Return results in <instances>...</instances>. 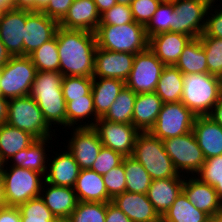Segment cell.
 I'll return each mask as SVG.
<instances>
[{
	"instance_id": "obj_17",
	"label": "cell",
	"mask_w": 222,
	"mask_h": 222,
	"mask_svg": "<svg viewBox=\"0 0 222 222\" xmlns=\"http://www.w3.org/2000/svg\"><path fill=\"white\" fill-rule=\"evenodd\" d=\"M26 10L9 9L0 14V40L11 57L23 56Z\"/></svg>"
},
{
	"instance_id": "obj_58",
	"label": "cell",
	"mask_w": 222,
	"mask_h": 222,
	"mask_svg": "<svg viewBox=\"0 0 222 222\" xmlns=\"http://www.w3.org/2000/svg\"><path fill=\"white\" fill-rule=\"evenodd\" d=\"M49 2L50 0H36V11L42 12Z\"/></svg>"
},
{
	"instance_id": "obj_29",
	"label": "cell",
	"mask_w": 222,
	"mask_h": 222,
	"mask_svg": "<svg viewBox=\"0 0 222 222\" xmlns=\"http://www.w3.org/2000/svg\"><path fill=\"white\" fill-rule=\"evenodd\" d=\"M50 140H53V138L48 137L45 139H37L28 148L21 150L17 154H15L10 159V161H8L10 163L12 161L13 163L12 165L9 164V166H16L24 169L34 170L45 176L49 160L46 152L49 148V146L47 145L50 144ZM46 147L48 148L46 149Z\"/></svg>"
},
{
	"instance_id": "obj_46",
	"label": "cell",
	"mask_w": 222,
	"mask_h": 222,
	"mask_svg": "<svg viewBox=\"0 0 222 222\" xmlns=\"http://www.w3.org/2000/svg\"><path fill=\"white\" fill-rule=\"evenodd\" d=\"M162 1L133 0L130 7L134 21L146 27Z\"/></svg>"
},
{
	"instance_id": "obj_55",
	"label": "cell",
	"mask_w": 222,
	"mask_h": 222,
	"mask_svg": "<svg viewBox=\"0 0 222 222\" xmlns=\"http://www.w3.org/2000/svg\"><path fill=\"white\" fill-rule=\"evenodd\" d=\"M93 1L97 6L100 15L104 13L106 10L111 9L115 4H117L116 0H93Z\"/></svg>"
},
{
	"instance_id": "obj_48",
	"label": "cell",
	"mask_w": 222,
	"mask_h": 222,
	"mask_svg": "<svg viewBox=\"0 0 222 222\" xmlns=\"http://www.w3.org/2000/svg\"><path fill=\"white\" fill-rule=\"evenodd\" d=\"M218 7L220 8L221 5L219 4L218 6L214 4L210 5L206 15V24L203 33L206 36L222 39V7L220 9ZM212 8H215L213 9L214 10L213 14L210 13L213 11Z\"/></svg>"
},
{
	"instance_id": "obj_39",
	"label": "cell",
	"mask_w": 222,
	"mask_h": 222,
	"mask_svg": "<svg viewBox=\"0 0 222 222\" xmlns=\"http://www.w3.org/2000/svg\"><path fill=\"white\" fill-rule=\"evenodd\" d=\"M195 176L202 182L214 187L222 203V155L205 159Z\"/></svg>"
},
{
	"instance_id": "obj_34",
	"label": "cell",
	"mask_w": 222,
	"mask_h": 222,
	"mask_svg": "<svg viewBox=\"0 0 222 222\" xmlns=\"http://www.w3.org/2000/svg\"><path fill=\"white\" fill-rule=\"evenodd\" d=\"M209 215L198 210L182 191L171 207L161 217L162 222H206Z\"/></svg>"
},
{
	"instance_id": "obj_64",
	"label": "cell",
	"mask_w": 222,
	"mask_h": 222,
	"mask_svg": "<svg viewBox=\"0 0 222 222\" xmlns=\"http://www.w3.org/2000/svg\"><path fill=\"white\" fill-rule=\"evenodd\" d=\"M205 1H207L209 4H216L214 2H217L218 0H205Z\"/></svg>"
},
{
	"instance_id": "obj_56",
	"label": "cell",
	"mask_w": 222,
	"mask_h": 222,
	"mask_svg": "<svg viewBox=\"0 0 222 222\" xmlns=\"http://www.w3.org/2000/svg\"><path fill=\"white\" fill-rule=\"evenodd\" d=\"M11 58L10 54L6 50V47L0 40V68Z\"/></svg>"
},
{
	"instance_id": "obj_47",
	"label": "cell",
	"mask_w": 222,
	"mask_h": 222,
	"mask_svg": "<svg viewBox=\"0 0 222 222\" xmlns=\"http://www.w3.org/2000/svg\"><path fill=\"white\" fill-rule=\"evenodd\" d=\"M134 22L130 5L115 4L101 14L99 25H118Z\"/></svg>"
},
{
	"instance_id": "obj_49",
	"label": "cell",
	"mask_w": 222,
	"mask_h": 222,
	"mask_svg": "<svg viewBox=\"0 0 222 222\" xmlns=\"http://www.w3.org/2000/svg\"><path fill=\"white\" fill-rule=\"evenodd\" d=\"M74 0H50L47 7L42 11L45 15L49 16L60 22L68 13L69 7Z\"/></svg>"
},
{
	"instance_id": "obj_2",
	"label": "cell",
	"mask_w": 222,
	"mask_h": 222,
	"mask_svg": "<svg viewBox=\"0 0 222 222\" xmlns=\"http://www.w3.org/2000/svg\"><path fill=\"white\" fill-rule=\"evenodd\" d=\"M63 77L59 71H37L30 93L51 128L54 125L66 128V102L61 89Z\"/></svg>"
},
{
	"instance_id": "obj_18",
	"label": "cell",
	"mask_w": 222,
	"mask_h": 222,
	"mask_svg": "<svg viewBox=\"0 0 222 222\" xmlns=\"http://www.w3.org/2000/svg\"><path fill=\"white\" fill-rule=\"evenodd\" d=\"M183 192L194 207L209 216L222 213V203L214 187L200 181L196 176L184 177Z\"/></svg>"
},
{
	"instance_id": "obj_59",
	"label": "cell",
	"mask_w": 222,
	"mask_h": 222,
	"mask_svg": "<svg viewBox=\"0 0 222 222\" xmlns=\"http://www.w3.org/2000/svg\"><path fill=\"white\" fill-rule=\"evenodd\" d=\"M4 190H3V179L0 175V207H5Z\"/></svg>"
},
{
	"instance_id": "obj_16",
	"label": "cell",
	"mask_w": 222,
	"mask_h": 222,
	"mask_svg": "<svg viewBox=\"0 0 222 222\" xmlns=\"http://www.w3.org/2000/svg\"><path fill=\"white\" fill-rule=\"evenodd\" d=\"M135 54L96 48L93 77L128 79Z\"/></svg>"
},
{
	"instance_id": "obj_40",
	"label": "cell",
	"mask_w": 222,
	"mask_h": 222,
	"mask_svg": "<svg viewBox=\"0 0 222 222\" xmlns=\"http://www.w3.org/2000/svg\"><path fill=\"white\" fill-rule=\"evenodd\" d=\"M107 203L79 201L70 214V222H105Z\"/></svg>"
},
{
	"instance_id": "obj_50",
	"label": "cell",
	"mask_w": 222,
	"mask_h": 222,
	"mask_svg": "<svg viewBox=\"0 0 222 222\" xmlns=\"http://www.w3.org/2000/svg\"><path fill=\"white\" fill-rule=\"evenodd\" d=\"M105 222H132V221L112 202H108Z\"/></svg>"
},
{
	"instance_id": "obj_60",
	"label": "cell",
	"mask_w": 222,
	"mask_h": 222,
	"mask_svg": "<svg viewBox=\"0 0 222 222\" xmlns=\"http://www.w3.org/2000/svg\"><path fill=\"white\" fill-rule=\"evenodd\" d=\"M206 222H222V213L209 216Z\"/></svg>"
},
{
	"instance_id": "obj_53",
	"label": "cell",
	"mask_w": 222,
	"mask_h": 222,
	"mask_svg": "<svg viewBox=\"0 0 222 222\" xmlns=\"http://www.w3.org/2000/svg\"><path fill=\"white\" fill-rule=\"evenodd\" d=\"M8 104H9V99L3 98L0 95V125L5 124L7 122Z\"/></svg>"
},
{
	"instance_id": "obj_31",
	"label": "cell",
	"mask_w": 222,
	"mask_h": 222,
	"mask_svg": "<svg viewBox=\"0 0 222 222\" xmlns=\"http://www.w3.org/2000/svg\"><path fill=\"white\" fill-rule=\"evenodd\" d=\"M98 119L91 92L83 97L71 98V102H66V128L94 127Z\"/></svg>"
},
{
	"instance_id": "obj_37",
	"label": "cell",
	"mask_w": 222,
	"mask_h": 222,
	"mask_svg": "<svg viewBox=\"0 0 222 222\" xmlns=\"http://www.w3.org/2000/svg\"><path fill=\"white\" fill-rule=\"evenodd\" d=\"M28 57L37 71H59L60 60L56 35L34 50Z\"/></svg>"
},
{
	"instance_id": "obj_41",
	"label": "cell",
	"mask_w": 222,
	"mask_h": 222,
	"mask_svg": "<svg viewBox=\"0 0 222 222\" xmlns=\"http://www.w3.org/2000/svg\"><path fill=\"white\" fill-rule=\"evenodd\" d=\"M199 38L207 58L208 73L222 79V39L204 33Z\"/></svg>"
},
{
	"instance_id": "obj_12",
	"label": "cell",
	"mask_w": 222,
	"mask_h": 222,
	"mask_svg": "<svg viewBox=\"0 0 222 222\" xmlns=\"http://www.w3.org/2000/svg\"><path fill=\"white\" fill-rule=\"evenodd\" d=\"M165 65L147 48L135 54L133 67L125 86L134 93H152Z\"/></svg>"
},
{
	"instance_id": "obj_63",
	"label": "cell",
	"mask_w": 222,
	"mask_h": 222,
	"mask_svg": "<svg viewBox=\"0 0 222 222\" xmlns=\"http://www.w3.org/2000/svg\"><path fill=\"white\" fill-rule=\"evenodd\" d=\"M54 222H70L68 219H56Z\"/></svg>"
},
{
	"instance_id": "obj_25",
	"label": "cell",
	"mask_w": 222,
	"mask_h": 222,
	"mask_svg": "<svg viewBox=\"0 0 222 222\" xmlns=\"http://www.w3.org/2000/svg\"><path fill=\"white\" fill-rule=\"evenodd\" d=\"M184 178L152 180L147 196L155 211L162 217L183 191Z\"/></svg>"
},
{
	"instance_id": "obj_9",
	"label": "cell",
	"mask_w": 222,
	"mask_h": 222,
	"mask_svg": "<svg viewBox=\"0 0 222 222\" xmlns=\"http://www.w3.org/2000/svg\"><path fill=\"white\" fill-rule=\"evenodd\" d=\"M163 145L179 174L187 173V176L188 174L195 176L203 166L205 157L193 131L165 139L163 140Z\"/></svg>"
},
{
	"instance_id": "obj_32",
	"label": "cell",
	"mask_w": 222,
	"mask_h": 222,
	"mask_svg": "<svg viewBox=\"0 0 222 222\" xmlns=\"http://www.w3.org/2000/svg\"><path fill=\"white\" fill-rule=\"evenodd\" d=\"M183 86L184 74L174 65H169L163 68L154 92L163 103L180 102Z\"/></svg>"
},
{
	"instance_id": "obj_36",
	"label": "cell",
	"mask_w": 222,
	"mask_h": 222,
	"mask_svg": "<svg viewBox=\"0 0 222 222\" xmlns=\"http://www.w3.org/2000/svg\"><path fill=\"white\" fill-rule=\"evenodd\" d=\"M137 93L126 86L118 94L110 109L103 117L104 120L117 123L132 124L133 108Z\"/></svg>"
},
{
	"instance_id": "obj_61",
	"label": "cell",
	"mask_w": 222,
	"mask_h": 222,
	"mask_svg": "<svg viewBox=\"0 0 222 222\" xmlns=\"http://www.w3.org/2000/svg\"><path fill=\"white\" fill-rule=\"evenodd\" d=\"M117 4L130 5L133 0H116Z\"/></svg>"
},
{
	"instance_id": "obj_20",
	"label": "cell",
	"mask_w": 222,
	"mask_h": 222,
	"mask_svg": "<svg viewBox=\"0 0 222 222\" xmlns=\"http://www.w3.org/2000/svg\"><path fill=\"white\" fill-rule=\"evenodd\" d=\"M101 15L93 0H74L68 13L59 22L65 29L85 30L95 33Z\"/></svg>"
},
{
	"instance_id": "obj_11",
	"label": "cell",
	"mask_w": 222,
	"mask_h": 222,
	"mask_svg": "<svg viewBox=\"0 0 222 222\" xmlns=\"http://www.w3.org/2000/svg\"><path fill=\"white\" fill-rule=\"evenodd\" d=\"M173 26L170 32L199 38L205 29L206 15L211 4L205 0H172ZM204 19V20H203Z\"/></svg>"
},
{
	"instance_id": "obj_52",
	"label": "cell",
	"mask_w": 222,
	"mask_h": 222,
	"mask_svg": "<svg viewBox=\"0 0 222 222\" xmlns=\"http://www.w3.org/2000/svg\"><path fill=\"white\" fill-rule=\"evenodd\" d=\"M13 9L36 11V0H15L12 3Z\"/></svg>"
},
{
	"instance_id": "obj_28",
	"label": "cell",
	"mask_w": 222,
	"mask_h": 222,
	"mask_svg": "<svg viewBox=\"0 0 222 222\" xmlns=\"http://www.w3.org/2000/svg\"><path fill=\"white\" fill-rule=\"evenodd\" d=\"M124 87L125 82L120 79L93 77L91 93L98 118H103L106 115Z\"/></svg>"
},
{
	"instance_id": "obj_4",
	"label": "cell",
	"mask_w": 222,
	"mask_h": 222,
	"mask_svg": "<svg viewBox=\"0 0 222 222\" xmlns=\"http://www.w3.org/2000/svg\"><path fill=\"white\" fill-rule=\"evenodd\" d=\"M132 157L148 172L152 180L184 178L178 173L165 151L163 141L148 132H140L136 138Z\"/></svg>"
},
{
	"instance_id": "obj_51",
	"label": "cell",
	"mask_w": 222,
	"mask_h": 222,
	"mask_svg": "<svg viewBox=\"0 0 222 222\" xmlns=\"http://www.w3.org/2000/svg\"><path fill=\"white\" fill-rule=\"evenodd\" d=\"M0 222H21L18 207L5 206L0 209Z\"/></svg>"
},
{
	"instance_id": "obj_33",
	"label": "cell",
	"mask_w": 222,
	"mask_h": 222,
	"mask_svg": "<svg viewBox=\"0 0 222 222\" xmlns=\"http://www.w3.org/2000/svg\"><path fill=\"white\" fill-rule=\"evenodd\" d=\"M174 66L184 75L208 73L207 58L200 38H193L189 41Z\"/></svg>"
},
{
	"instance_id": "obj_43",
	"label": "cell",
	"mask_w": 222,
	"mask_h": 222,
	"mask_svg": "<svg viewBox=\"0 0 222 222\" xmlns=\"http://www.w3.org/2000/svg\"><path fill=\"white\" fill-rule=\"evenodd\" d=\"M93 78L83 76H64L62 79V93L65 102H71V98L88 95L92 91Z\"/></svg>"
},
{
	"instance_id": "obj_21",
	"label": "cell",
	"mask_w": 222,
	"mask_h": 222,
	"mask_svg": "<svg viewBox=\"0 0 222 222\" xmlns=\"http://www.w3.org/2000/svg\"><path fill=\"white\" fill-rule=\"evenodd\" d=\"M192 38L176 32H163L149 37L148 48L165 65H175Z\"/></svg>"
},
{
	"instance_id": "obj_23",
	"label": "cell",
	"mask_w": 222,
	"mask_h": 222,
	"mask_svg": "<svg viewBox=\"0 0 222 222\" xmlns=\"http://www.w3.org/2000/svg\"><path fill=\"white\" fill-rule=\"evenodd\" d=\"M193 134L205 159L222 155V126L210 116H196Z\"/></svg>"
},
{
	"instance_id": "obj_57",
	"label": "cell",
	"mask_w": 222,
	"mask_h": 222,
	"mask_svg": "<svg viewBox=\"0 0 222 222\" xmlns=\"http://www.w3.org/2000/svg\"><path fill=\"white\" fill-rule=\"evenodd\" d=\"M15 0H0V12H4L5 10L12 9V3Z\"/></svg>"
},
{
	"instance_id": "obj_15",
	"label": "cell",
	"mask_w": 222,
	"mask_h": 222,
	"mask_svg": "<svg viewBox=\"0 0 222 222\" xmlns=\"http://www.w3.org/2000/svg\"><path fill=\"white\" fill-rule=\"evenodd\" d=\"M71 139L65 146L73 155L80 169H90L99 155L102 147L99 134L93 127L71 128Z\"/></svg>"
},
{
	"instance_id": "obj_7",
	"label": "cell",
	"mask_w": 222,
	"mask_h": 222,
	"mask_svg": "<svg viewBox=\"0 0 222 222\" xmlns=\"http://www.w3.org/2000/svg\"><path fill=\"white\" fill-rule=\"evenodd\" d=\"M6 123L30 133L36 139L56 136L51 134L55 133V129H51L45 121L38 104L30 95L9 99Z\"/></svg>"
},
{
	"instance_id": "obj_22",
	"label": "cell",
	"mask_w": 222,
	"mask_h": 222,
	"mask_svg": "<svg viewBox=\"0 0 222 222\" xmlns=\"http://www.w3.org/2000/svg\"><path fill=\"white\" fill-rule=\"evenodd\" d=\"M44 184L40 198L56 219H68L79 202L74 188L55 186L46 181H44Z\"/></svg>"
},
{
	"instance_id": "obj_27",
	"label": "cell",
	"mask_w": 222,
	"mask_h": 222,
	"mask_svg": "<svg viewBox=\"0 0 222 222\" xmlns=\"http://www.w3.org/2000/svg\"><path fill=\"white\" fill-rule=\"evenodd\" d=\"M73 188L78 201L111 202L102 175H99L91 169L80 170Z\"/></svg>"
},
{
	"instance_id": "obj_30",
	"label": "cell",
	"mask_w": 222,
	"mask_h": 222,
	"mask_svg": "<svg viewBox=\"0 0 222 222\" xmlns=\"http://www.w3.org/2000/svg\"><path fill=\"white\" fill-rule=\"evenodd\" d=\"M37 139L30 133L7 123L0 125V155L6 163L19 151L28 148Z\"/></svg>"
},
{
	"instance_id": "obj_19",
	"label": "cell",
	"mask_w": 222,
	"mask_h": 222,
	"mask_svg": "<svg viewBox=\"0 0 222 222\" xmlns=\"http://www.w3.org/2000/svg\"><path fill=\"white\" fill-rule=\"evenodd\" d=\"M111 202L132 222H159L161 220L147 194L125 191L115 196Z\"/></svg>"
},
{
	"instance_id": "obj_44",
	"label": "cell",
	"mask_w": 222,
	"mask_h": 222,
	"mask_svg": "<svg viewBox=\"0 0 222 222\" xmlns=\"http://www.w3.org/2000/svg\"><path fill=\"white\" fill-rule=\"evenodd\" d=\"M109 198L112 200L115 196L125 192L126 175L123 162L111 169L105 175H102Z\"/></svg>"
},
{
	"instance_id": "obj_10",
	"label": "cell",
	"mask_w": 222,
	"mask_h": 222,
	"mask_svg": "<svg viewBox=\"0 0 222 222\" xmlns=\"http://www.w3.org/2000/svg\"><path fill=\"white\" fill-rule=\"evenodd\" d=\"M196 115L181 101L163 103L150 133L160 140L187 134L193 130Z\"/></svg>"
},
{
	"instance_id": "obj_45",
	"label": "cell",
	"mask_w": 222,
	"mask_h": 222,
	"mask_svg": "<svg viewBox=\"0 0 222 222\" xmlns=\"http://www.w3.org/2000/svg\"><path fill=\"white\" fill-rule=\"evenodd\" d=\"M123 159L124 156L121 153L102 145L99 155L90 169L99 175H105L111 169L120 165Z\"/></svg>"
},
{
	"instance_id": "obj_5",
	"label": "cell",
	"mask_w": 222,
	"mask_h": 222,
	"mask_svg": "<svg viewBox=\"0 0 222 222\" xmlns=\"http://www.w3.org/2000/svg\"><path fill=\"white\" fill-rule=\"evenodd\" d=\"M97 47L113 52L136 54L148 48L149 38L143 25L137 22L99 25L95 31Z\"/></svg>"
},
{
	"instance_id": "obj_54",
	"label": "cell",
	"mask_w": 222,
	"mask_h": 222,
	"mask_svg": "<svg viewBox=\"0 0 222 222\" xmlns=\"http://www.w3.org/2000/svg\"><path fill=\"white\" fill-rule=\"evenodd\" d=\"M215 122L222 126V94L217 105L213 108L209 115Z\"/></svg>"
},
{
	"instance_id": "obj_38",
	"label": "cell",
	"mask_w": 222,
	"mask_h": 222,
	"mask_svg": "<svg viewBox=\"0 0 222 222\" xmlns=\"http://www.w3.org/2000/svg\"><path fill=\"white\" fill-rule=\"evenodd\" d=\"M173 16V1L163 0L145 27L148 38L163 32H170V28L173 26Z\"/></svg>"
},
{
	"instance_id": "obj_6",
	"label": "cell",
	"mask_w": 222,
	"mask_h": 222,
	"mask_svg": "<svg viewBox=\"0 0 222 222\" xmlns=\"http://www.w3.org/2000/svg\"><path fill=\"white\" fill-rule=\"evenodd\" d=\"M7 166L8 163H5L1 173L6 206L18 207L30 199L40 197L44 175L30 169Z\"/></svg>"
},
{
	"instance_id": "obj_42",
	"label": "cell",
	"mask_w": 222,
	"mask_h": 222,
	"mask_svg": "<svg viewBox=\"0 0 222 222\" xmlns=\"http://www.w3.org/2000/svg\"><path fill=\"white\" fill-rule=\"evenodd\" d=\"M21 222H54L56 217L40 198H33L18 206Z\"/></svg>"
},
{
	"instance_id": "obj_62",
	"label": "cell",
	"mask_w": 222,
	"mask_h": 222,
	"mask_svg": "<svg viewBox=\"0 0 222 222\" xmlns=\"http://www.w3.org/2000/svg\"><path fill=\"white\" fill-rule=\"evenodd\" d=\"M5 166V162L2 160L1 155H0V175L4 169Z\"/></svg>"
},
{
	"instance_id": "obj_26",
	"label": "cell",
	"mask_w": 222,
	"mask_h": 222,
	"mask_svg": "<svg viewBox=\"0 0 222 222\" xmlns=\"http://www.w3.org/2000/svg\"><path fill=\"white\" fill-rule=\"evenodd\" d=\"M163 105L162 99L155 93H137L134 102L132 124L140 132H148L158 118Z\"/></svg>"
},
{
	"instance_id": "obj_1",
	"label": "cell",
	"mask_w": 222,
	"mask_h": 222,
	"mask_svg": "<svg viewBox=\"0 0 222 222\" xmlns=\"http://www.w3.org/2000/svg\"><path fill=\"white\" fill-rule=\"evenodd\" d=\"M55 35L60 60L59 72L63 76L93 78L97 48L95 33L59 26Z\"/></svg>"
},
{
	"instance_id": "obj_24",
	"label": "cell",
	"mask_w": 222,
	"mask_h": 222,
	"mask_svg": "<svg viewBox=\"0 0 222 222\" xmlns=\"http://www.w3.org/2000/svg\"><path fill=\"white\" fill-rule=\"evenodd\" d=\"M52 157L53 160H48L45 181L55 186L74 187L81 169L73 155L67 149Z\"/></svg>"
},
{
	"instance_id": "obj_14",
	"label": "cell",
	"mask_w": 222,
	"mask_h": 222,
	"mask_svg": "<svg viewBox=\"0 0 222 222\" xmlns=\"http://www.w3.org/2000/svg\"><path fill=\"white\" fill-rule=\"evenodd\" d=\"M59 22L43 12L26 10V24L23 37V56H28L43 43L51 40Z\"/></svg>"
},
{
	"instance_id": "obj_3",
	"label": "cell",
	"mask_w": 222,
	"mask_h": 222,
	"mask_svg": "<svg viewBox=\"0 0 222 222\" xmlns=\"http://www.w3.org/2000/svg\"><path fill=\"white\" fill-rule=\"evenodd\" d=\"M221 94V78L209 73L184 75L181 102L196 116H209Z\"/></svg>"
},
{
	"instance_id": "obj_35",
	"label": "cell",
	"mask_w": 222,
	"mask_h": 222,
	"mask_svg": "<svg viewBox=\"0 0 222 222\" xmlns=\"http://www.w3.org/2000/svg\"><path fill=\"white\" fill-rule=\"evenodd\" d=\"M124 171L126 175V190L132 193L147 194L152 179L144 167L132 156L124 157Z\"/></svg>"
},
{
	"instance_id": "obj_13",
	"label": "cell",
	"mask_w": 222,
	"mask_h": 222,
	"mask_svg": "<svg viewBox=\"0 0 222 222\" xmlns=\"http://www.w3.org/2000/svg\"><path fill=\"white\" fill-rule=\"evenodd\" d=\"M93 128L99 134L103 146L121 153L124 157L132 156L136 138L140 133L133 124L99 118Z\"/></svg>"
},
{
	"instance_id": "obj_8",
	"label": "cell",
	"mask_w": 222,
	"mask_h": 222,
	"mask_svg": "<svg viewBox=\"0 0 222 222\" xmlns=\"http://www.w3.org/2000/svg\"><path fill=\"white\" fill-rule=\"evenodd\" d=\"M36 73L28 56L11 57L0 68V95L6 99L30 95Z\"/></svg>"
}]
</instances>
